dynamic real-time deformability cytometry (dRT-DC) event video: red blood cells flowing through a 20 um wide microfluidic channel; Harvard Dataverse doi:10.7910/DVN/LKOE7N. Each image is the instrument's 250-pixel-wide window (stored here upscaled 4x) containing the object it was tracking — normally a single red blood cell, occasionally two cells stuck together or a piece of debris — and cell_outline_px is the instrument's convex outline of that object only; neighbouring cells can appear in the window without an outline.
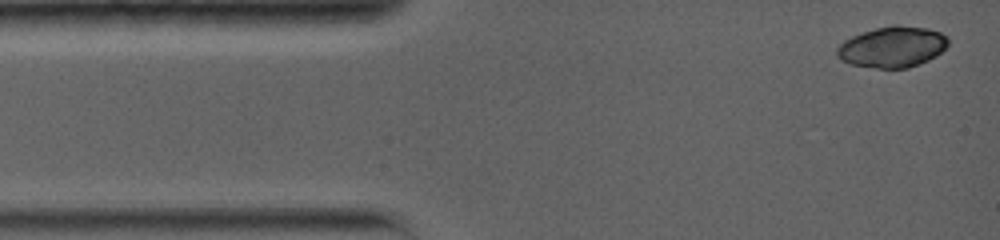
{"species": "common noctule bat (a hibernating species)", "species_latin": "Nyctalus noctula", "temperature_condition": "warm", "stored_images_in_passage": 5, "camera_frame_rate_fps": 5000, "um_per_image_px": 0.085, "animal": {"sex": "female", "body_mass_g": 19.0, "forearm_length_mm": 56.7}, "frame": {"image": 1, "passage_image": 1, "time_ms": 0.0, "image_size_px": [1000, 240], "cell_outline_px": [[948, 44], [936, 56], [928, 60], [908, 68], [876, 68], [848, 64], [840, 60], [836, 56], [836, 48], [844, 40], [852, 36], [876, 28], [892, 24], [896, 24], [928, 28], [940, 32], [948, 36]], "centroid_in_image_um": [75.83, 3.99], "position_along_channel_um": 9.2, "area_um2": 26.7}}
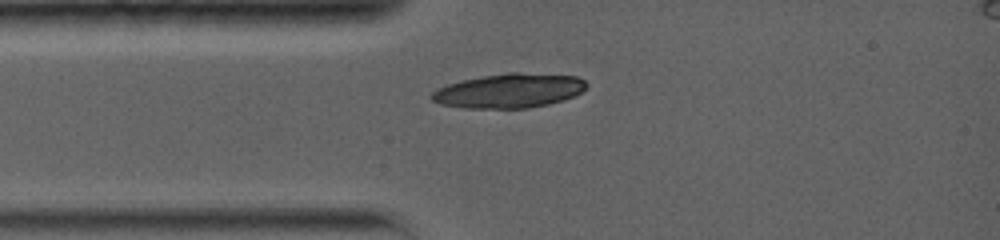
{"frame": {"image": 2, "passage_image": 5, "time_ms": 2.6, "image_size_px": [1000, 240], "cell_outline_px": [[588, 84], [580, 92], [564, 100], [548, 104], [528, 108], [464, 108], [440, 104], [432, 100], [428, 96], [436, 88], [448, 84], [464, 80], [484, 76], [508, 72], [516, 72], [576, 76], [584, 80]], "centroid_in_image_um": [43.24, 7.72], "position_along_channel_um": 41.8, "area_um2": 30.87}}